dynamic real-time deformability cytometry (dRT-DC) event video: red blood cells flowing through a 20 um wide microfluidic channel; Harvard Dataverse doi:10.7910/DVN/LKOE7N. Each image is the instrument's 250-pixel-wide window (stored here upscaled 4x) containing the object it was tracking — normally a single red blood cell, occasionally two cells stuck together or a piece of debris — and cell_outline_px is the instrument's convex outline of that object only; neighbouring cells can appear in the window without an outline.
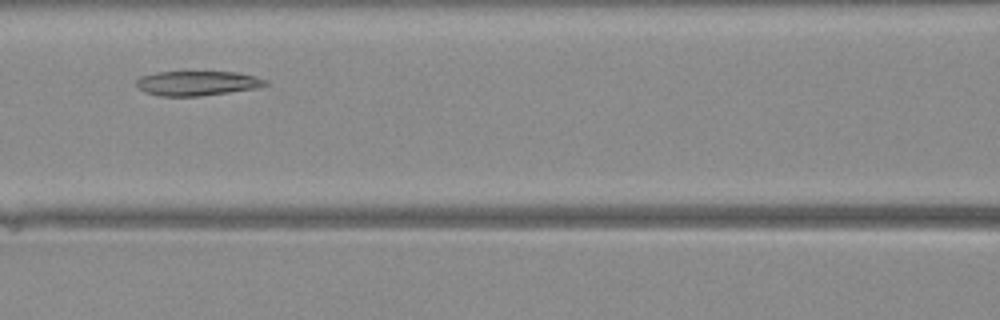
{"species": "Egyptian fruit bat (a non-hibernating species)", "species_latin": "Rousettus aegyptiacus", "temperature_condition": "warm", "stored_images_in_passage": 32, "camera_frame_rate_fps": 3000, "um_per_image_px": 0.085, "animal": {"sex": "female"}, "frame": {"image": 1, "passage_image": 9, "time_ms": 2.667, "image_size_px": [1000, 320], "cell_outline_px": [[268, 84], [260, 88], [196, 96], [160, 96], [148, 92], [140, 88], [136, 84], [136, 80], [140, 76], [156, 72], [236, 72], [256, 76], [268, 80]], "centroid_in_image_um": [16.81, 7.06], "position_along_channel_um": 149.8, "area_um2": 18.44}}
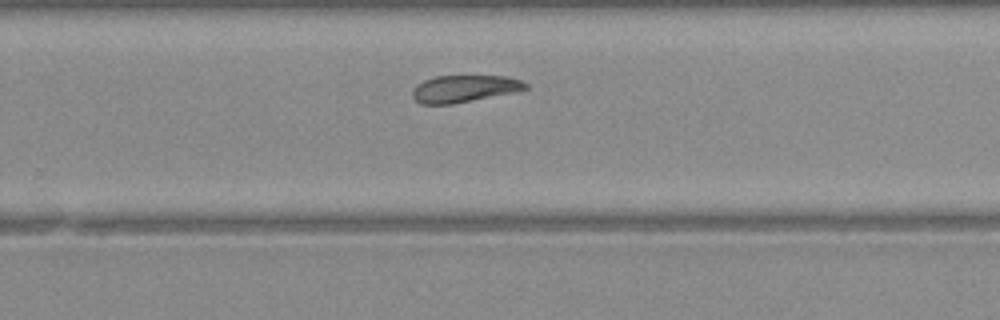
{"frame": {"image": 2, "passage_image": 18, "time_ms": 5.667, "image_size_px": [1000, 320], "cell_outline_px": [[528, 88], [516, 92], [452, 104], [420, 104], [412, 96], [412, 88], [416, 84], [424, 80], [436, 76], [504, 76], [524, 80], [528, 84]], "centroid_in_image_um": [39.47, 7.53], "position_along_channel_um": 290.3, "area_um2": 17.98}}
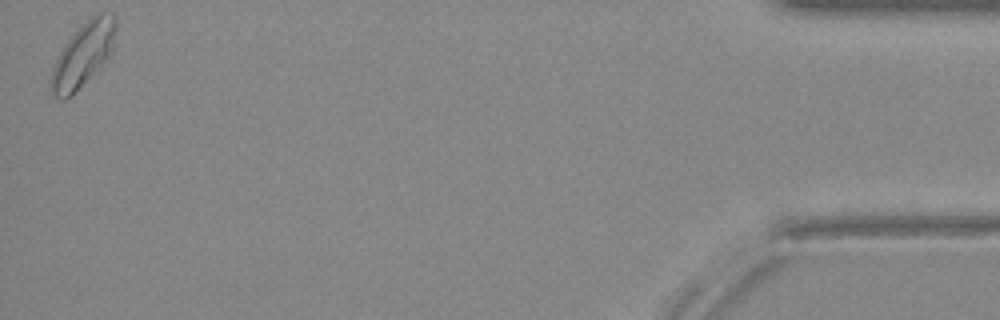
{"frame": {"image": 3, "passage_image": 32, "time_ms": 10.333, "image_size_px": [1000, 320], "cell_outline_px": [[116, 28], [112, 52], [72, 96], [64, 100], [52, 96], [52, 68], [64, 44], [92, 16], [100, 12], [112, 12], [116, 20]], "centroid_in_image_um": [7.08, 4.64], "position_along_channel_um": 428.1, "area_um2": 23.47}}